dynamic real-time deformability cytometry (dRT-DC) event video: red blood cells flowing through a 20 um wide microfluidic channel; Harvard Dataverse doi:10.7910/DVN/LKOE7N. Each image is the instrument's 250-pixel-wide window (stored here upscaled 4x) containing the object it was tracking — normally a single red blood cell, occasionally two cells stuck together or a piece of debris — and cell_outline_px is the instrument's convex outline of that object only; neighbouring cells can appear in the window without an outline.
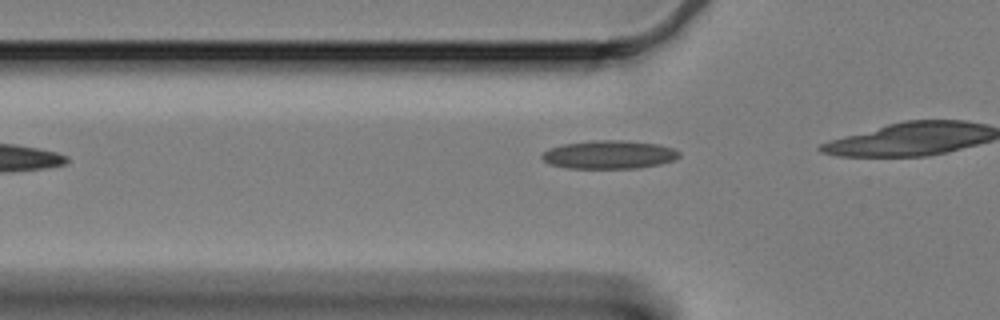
{"species": "Egyptian fruit bat (a non-hibernating species)", "species_latin": "Rousettus aegyptiacus", "temperature_condition": "cold", "stored_images_in_passage": 11, "camera_frame_rate_fps": 3000, "um_per_image_px": 0.085, "animal": {"sex": "female"}, "frame": {"image": 1, "passage_image": 5, "time_ms": 1.333, "image_size_px": [1000, 320], "cell_outline_px": [[680, 156], [672, 160], [660, 164], [636, 168], [568, 168], [548, 164], [540, 156], [548, 148], [560, 144], [592, 140], [624, 140], [660, 144], [676, 148], [680, 152]], "centroid_in_image_um": [51.77, 13.13], "position_along_channel_um": 74.0, "area_um2": 22.95}}
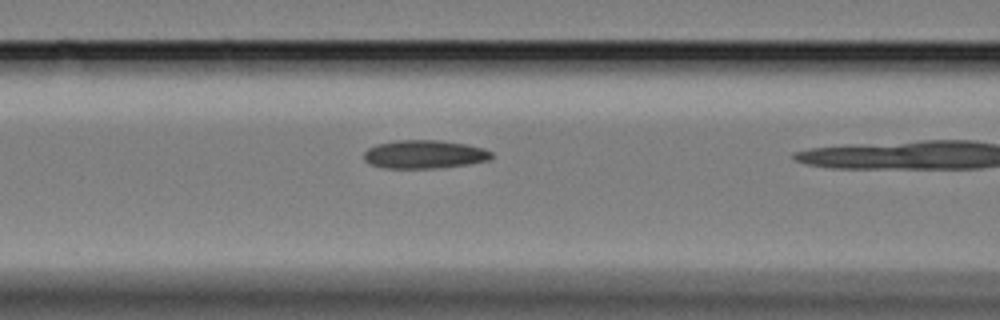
{"frame": {"image": 2, "passage_image": 10, "time_ms": 3.0, "image_size_px": [1000, 320], "cell_outline_px": [[492, 156], [488, 160], [468, 164], [432, 168], [384, 168], [368, 164], [364, 160], [364, 152], [368, 148], [376, 144], [396, 140], [440, 140], [468, 144], [484, 148], [492, 152]], "centroid_in_image_um": [36.04, 13.11], "position_along_channel_um": 130.6, "area_um2": 21.21}}